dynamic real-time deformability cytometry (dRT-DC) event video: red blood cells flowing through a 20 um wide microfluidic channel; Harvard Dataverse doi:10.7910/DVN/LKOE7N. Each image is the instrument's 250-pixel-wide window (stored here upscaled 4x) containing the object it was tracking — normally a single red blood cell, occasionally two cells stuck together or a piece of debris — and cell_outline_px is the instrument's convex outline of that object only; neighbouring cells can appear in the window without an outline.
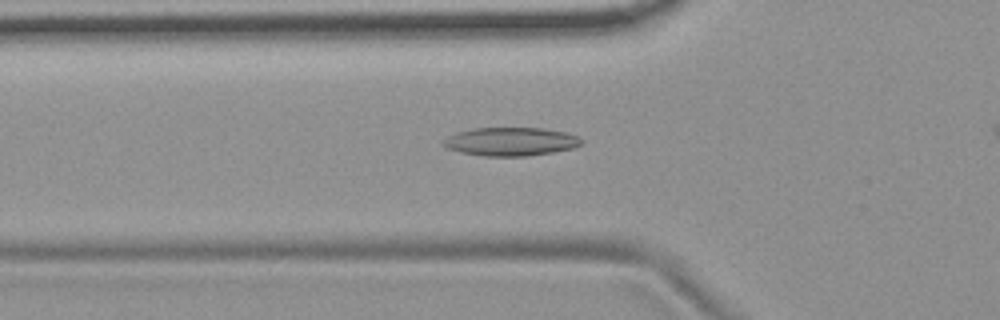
{"species": "common noctule bat (a hibernating species)", "species_latin": "Nyctalus noctula", "temperature_condition": "room temperature", "stored_images_in_passage": 46, "camera_frame_rate_fps": 3000, "um_per_image_px": 0.085, "animal": {"sex": "female", "body_mass_g": 19.9}, "frame": {"image": 1, "passage_image": 17, "time_ms": 5.333, "image_size_px": [1000, 320], "cell_outline_px": [[576, 144], [564, 148], [544, 152], [472, 152], [472, 148], [488, 128], [528, 128], [552, 132], [564, 136]], "centroid_in_image_um": [44.22, 11.98], "position_along_channel_um": 81.6, "area_um2": 14.16}}
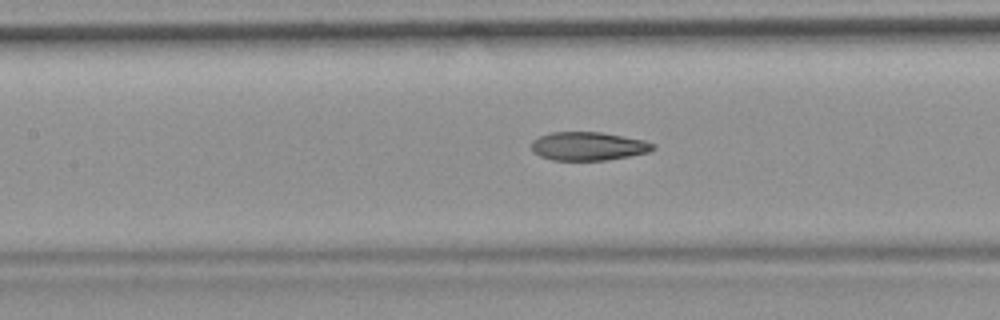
{"frame": {"image": 2, "passage_image": 23, "time_ms": 7.333, "image_size_px": [1000, 320], "cell_outline_px": [[652, 148], [640, 152], [620, 156], [596, 160], [564, 160], [548, 156], [540, 152], [536, 148], [548, 136], [564, 132], [588, 132], [616, 136], [636, 140], [648, 144]], "centroid_in_image_um": [50.07, 12.43], "position_along_channel_um": 157.3, "area_um2": 16.88}}
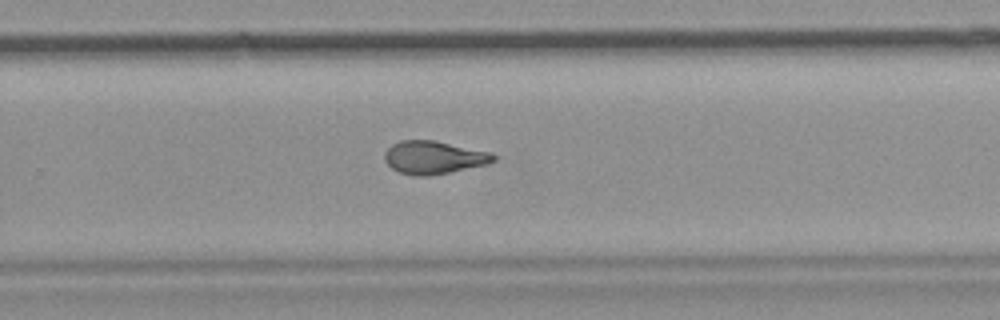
{"frame": {"image": 3, "passage_image": 34, "time_ms": 11.0, "image_size_px": [1000, 320], "cell_outline_px": [[492, 160], [476, 164], [440, 172], [404, 172], [396, 168], [388, 160], [388, 156], [392, 148], [396, 144], [412, 140], [424, 140], [444, 144], [492, 156]], "centroid_in_image_um": [36.75, 13.34], "position_along_channel_um": 293.0, "area_um2": 16.76}}